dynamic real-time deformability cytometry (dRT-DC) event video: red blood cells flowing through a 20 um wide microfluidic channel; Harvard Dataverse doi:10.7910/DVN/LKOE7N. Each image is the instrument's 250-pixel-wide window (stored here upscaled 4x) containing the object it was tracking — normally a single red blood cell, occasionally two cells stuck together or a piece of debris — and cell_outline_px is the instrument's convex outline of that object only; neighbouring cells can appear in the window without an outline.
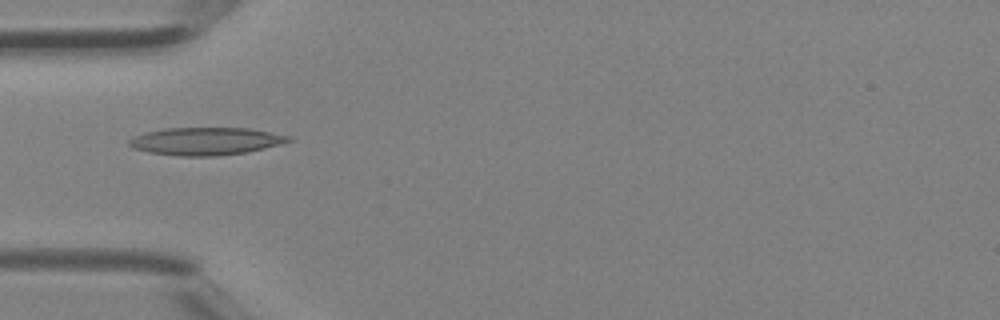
{"species": "Egyptian fruit bat (a non-hibernating species)", "species_latin": "Rousettus aegyptiacus", "temperature_condition": "room temperature", "stored_images_in_passage": 29, "camera_frame_rate_fps": 3000, "um_per_image_px": 0.085, "animal": {"sex": "female"}, "frame": {"image": 1, "passage_image": 1, "time_ms": 0.0, "image_size_px": [1000, 320], "cell_outline_px": [[292, 140], [264, 148], [248, 152], [216, 156], [180, 156], [148, 152], [132, 148], [128, 144], [128, 140], [132, 136], [148, 132], [168, 128], [248, 128], [292, 136]], "centroid_in_image_um": [17.47, 12.0], "position_along_channel_um": 67.5, "area_um2": 25.61}}
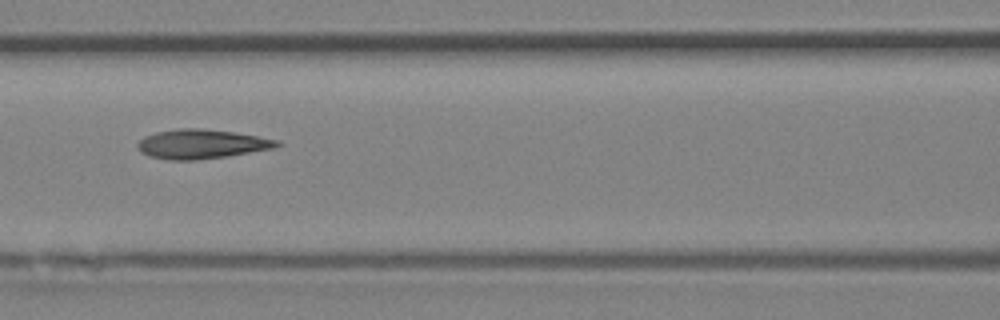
{"frame": {"image": 2, "passage_image": 6, "time_ms": 1.667, "image_size_px": [1000, 320], "cell_outline_px": [[280, 144], [276, 148], [224, 156], [196, 160], [168, 160], [148, 156], [140, 152], [136, 144], [144, 136], [156, 132], [180, 128], [200, 128], [232, 132], [280, 140]], "centroid_in_image_um": [17.09, 12.24], "position_along_channel_um": 149.5, "area_um2": 23.7}}
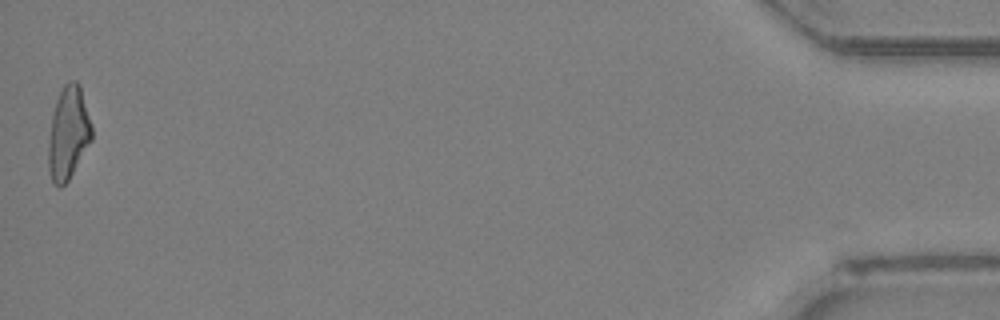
{"frame": {"image": 3, "passage_image": 29, "time_ms": 9.333, "image_size_px": [1000, 320], "cell_outline_px": [[92, 140], [68, 180], [60, 188], [52, 184], [48, 168], [48, 140], [52, 116], [56, 100], [64, 84], [68, 80], [76, 80], [80, 84], [92, 124]], "centroid_in_image_um": [5.8, 11.31], "position_along_channel_um": 429.4, "area_um2": 23.7}}